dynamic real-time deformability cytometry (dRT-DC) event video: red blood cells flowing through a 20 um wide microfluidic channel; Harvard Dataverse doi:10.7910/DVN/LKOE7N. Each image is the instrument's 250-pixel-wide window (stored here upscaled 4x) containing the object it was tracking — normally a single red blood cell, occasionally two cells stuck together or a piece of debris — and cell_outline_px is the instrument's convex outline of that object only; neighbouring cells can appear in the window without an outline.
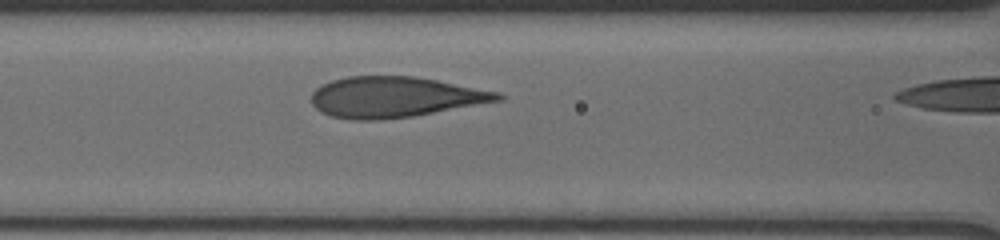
{"species": "human", "species_latin": "Homo sapiens", "temperature_condition": "cold", "stored_images_in_passage": 10, "camera_frame_rate_fps": 3000, "um_per_image_px": 0.085, "donor": {"sex": "male"}, "frame": {"image": 1, "passage_image": 9, "time_ms": 2.667, "image_size_px": [1000, 240], "cell_outline_px": [[504, 100], [412, 116], [376, 120], [348, 120], [332, 116], [320, 112], [312, 104], [312, 92], [320, 84], [332, 80], [348, 76], [412, 76], [436, 80], [500, 92], [504, 96]], "centroid_in_image_um": [33.54, 8.25], "position_along_channel_um": 133.1, "area_um2": 44.16}}